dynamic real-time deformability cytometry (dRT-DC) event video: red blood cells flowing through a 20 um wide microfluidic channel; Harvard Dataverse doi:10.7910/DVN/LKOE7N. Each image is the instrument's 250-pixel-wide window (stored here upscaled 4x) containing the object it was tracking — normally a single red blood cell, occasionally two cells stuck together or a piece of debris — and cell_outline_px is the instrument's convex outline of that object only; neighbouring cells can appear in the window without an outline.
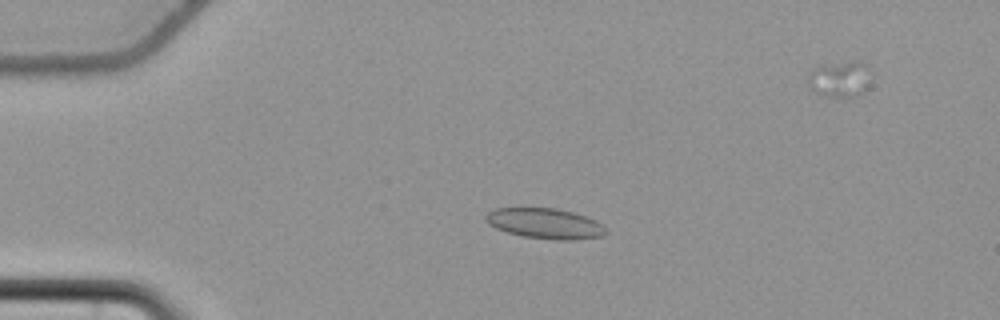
{"species": "common noctule bat (a hibernating species)", "species_latin": "Nyctalus noctula", "temperature_condition": "cold", "stored_images_in_passage": 58, "camera_frame_rate_fps": 3000, "um_per_image_px": 0.085, "animal": {"sex": "female", "body_mass_g": 22.7, "forearm_length_mm": 54.2}, "frame": {"image": 1, "passage_image": 14, "time_ms": 4.333, "image_size_px": [1000, 320], "cell_outline_px": [[608, 232], [604, 236], [576, 240], [556, 240], [524, 236], [508, 232], [496, 228], [488, 224], [484, 220], [484, 216], [488, 212], [496, 208], [556, 208], [572, 212], [596, 220]], "centroid_in_image_um": [46.32, 19.0], "position_along_channel_um": 38.7, "area_um2": 21.27}}
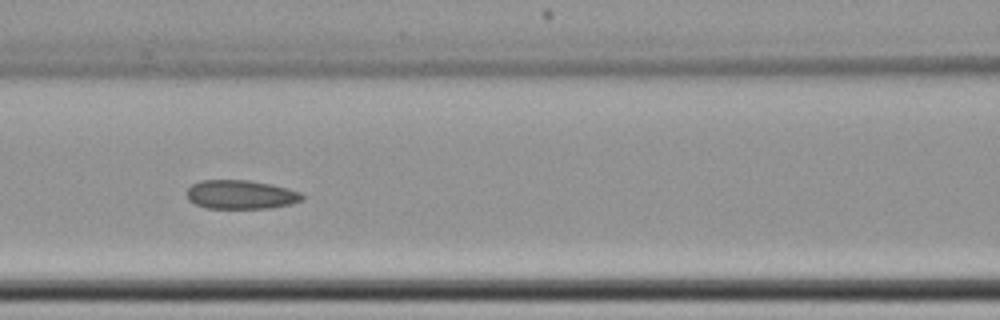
{"frame": {"image": 2, "passage_image": 26, "time_ms": 8.333, "image_size_px": [1000, 320], "cell_outline_px": [[304, 200], [288, 204], [268, 208], [208, 208], [196, 204], [188, 200], [188, 188], [192, 184], [200, 180], [248, 180], [272, 184], [288, 188], [300, 192], [304, 196]], "centroid_in_image_um": [20.48, 16.53], "position_along_channel_um": 146.1, "area_um2": 19.36}}
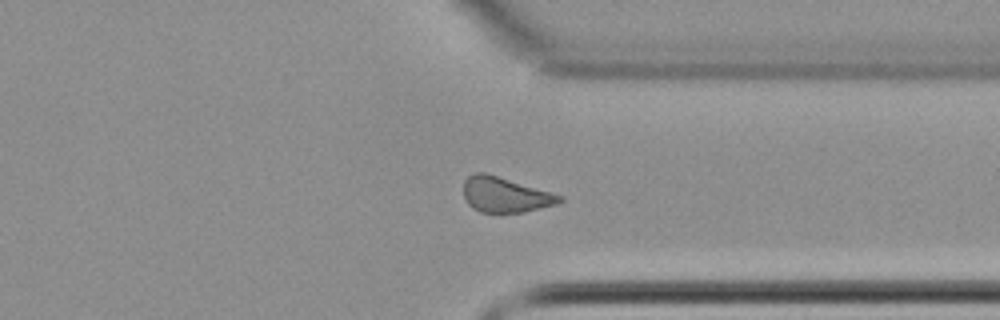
{"frame": {"image": 3, "passage_image": 44, "time_ms": 14.333, "image_size_px": [1000, 320], "cell_outline_px": [[564, 200], [556, 204], [524, 212], [480, 212], [472, 208], [468, 204], [464, 196], [464, 180], [468, 176], [476, 172], [484, 172], [552, 192], [564, 196]], "centroid_in_image_um": [42.94, 16.55], "position_along_channel_um": 368.5, "area_um2": 19.65}, "authors_computed_cell_mechanics": {"area_um2": 20.0566, "velocity_mm_per_s": 3.7039, "shape_relaxation_time_tau1_ms": null, "shape_relaxation_time_tau2_ms": 4.0167, "deformation_change_tau1": null, "deformation_change_tau2": 0.0886}}